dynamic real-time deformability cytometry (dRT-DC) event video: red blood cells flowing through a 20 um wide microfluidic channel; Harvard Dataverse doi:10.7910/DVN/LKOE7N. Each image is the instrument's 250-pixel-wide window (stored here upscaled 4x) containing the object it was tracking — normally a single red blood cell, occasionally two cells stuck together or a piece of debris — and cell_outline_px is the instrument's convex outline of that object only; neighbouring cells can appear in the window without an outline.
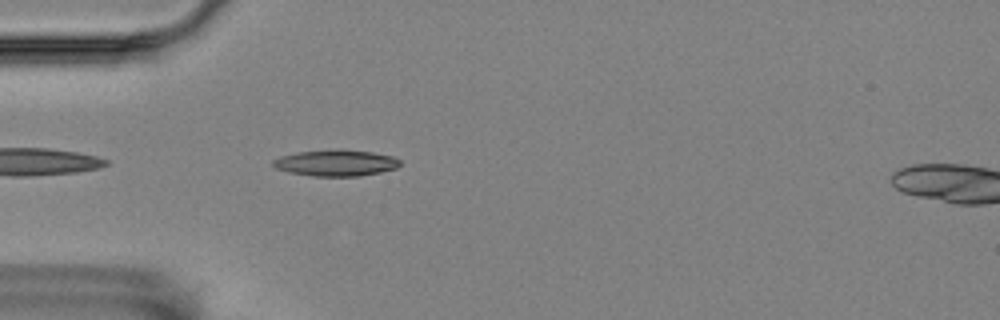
{"species": "Egyptian fruit bat (a non-hibernating species)", "species_latin": "Rousettus aegyptiacus", "temperature_condition": "room temperature", "stored_images_in_passage": 8, "camera_frame_rate_fps": 3000, "um_per_image_px": 0.085, "animal": {"sex": "female"}, "frame": {"image": 1, "passage_image": 4, "time_ms": 1.0, "image_size_px": [1000, 320], "cell_outline_px": [[400, 164], [396, 168], [380, 172], [360, 176], [312, 176], [288, 172], [276, 168], [272, 164], [272, 160], [280, 156], [296, 152], [336, 148], [340, 148], [372, 152], [392, 156], [400, 160]], "centroid_in_image_um": [28.52, 13.83], "position_along_channel_um": 56.5, "area_um2": 19.71}}